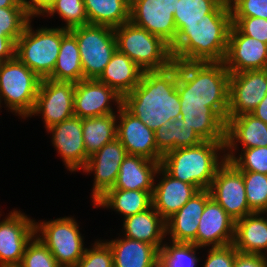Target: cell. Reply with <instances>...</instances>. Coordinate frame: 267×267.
Segmentation results:
<instances>
[{
  "label": "cell",
  "instance_id": "1",
  "mask_svg": "<svg viewBox=\"0 0 267 267\" xmlns=\"http://www.w3.org/2000/svg\"><path fill=\"white\" fill-rule=\"evenodd\" d=\"M122 106L155 131L181 117L177 62L159 71H144L140 83L122 98Z\"/></svg>",
  "mask_w": 267,
  "mask_h": 267
},
{
  "label": "cell",
  "instance_id": "2",
  "mask_svg": "<svg viewBox=\"0 0 267 267\" xmlns=\"http://www.w3.org/2000/svg\"><path fill=\"white\" fill-rule=\"evenodd\" d=\"M232 26L228 0H223L205 20L185 23L170 46L173 62H223Z\"/></svg>",
  "mask_w": 267,
  "mask_h": 267
},
{
  "label": "cell",
  "instance_id": "3",
  "mask_svg": "<svg viewBox=\"0 0 267 267\" xmlns=\"http://www.w3.org/2000/svg\"><path fill=\"white\" fill-rule=\"evenodd\" d=\"M229 78L224 62H178L180 105L208 106L226 123Z\"/></svg>",
  "mask_w": 267,
  "mask_h": 267
},
{
  "label": "cell",
  "instance_id": "4",
  "mask_svg": "<svg viewBox=\"0 0 267 267\" xmlns=\"http://www.w3.org/2000/svg\"><path fill=\"white\" fill-rule=\"evenodd\" d=\"M218 150L225 153V141H203L196 146L177 148L162 157L160 166L173 178L198 190H208L226 160L225 156L219 159Z\"/></svg>",
  "mask_w": 267,
  "mask_h": 267
},
{
  "label": "cell",
  "instance_id": "5",
  "mask_svg": "<svg viewBox=\"0 0 267 267\" xmlns=\"http://www.w3.org/2000/svg\"><path fill=\"white\" fill-rule=\"evenodd\" d=\"M117 50L128 56L142 71H159L174 62L170 45L161 37L131 21L114 28Z\"/></svg>",
  "mask_w": 267,
  "mask_h": 267
},
{
  "label": "cell",
  "instance_id": "6",
  "mask_svg": "<svg viewBox=\"0 0 267 267\" xmlns=\"http://www.w3.org/2000/svg\"><path fill=\"white\" fill-rule=\"evenodd\" d=\"M68 29L43 27L34 31L31 20L16 41L15 57L41 80L48 78L56 65L62 37Z\"/></svg>",
  "mask_w": 267,
  "mask_h": 267
},
{
  "label": "cell",
  "instance_id": "7",
  "mask_svg": "<svg viewBox=\"0 0 267 267\" xmlns=\"http://www.w3.org/2000/svg\"><path fill=\"white\" fill-rule=\"evenodd\" d=\"M41 79L17 57L0 63L1 99L11 112L22 118L30 117L34 110Z\"/></svg>",
  "mask_w": 267,
  "mask_h": 267
},
{
  "label": "cell",
  "instance_id": "8",
  "mask_svg": "<svg viewBox=\"0 0 267 267\" xmlns=\"http://www.w3.org/2000/svg\"><path fill=\"white\" fill-rule=\"evenodd\" d=\"M69 31L78 42L83 79H97L117 50L114 28L88 24Z\"/></svg>",
  "mask_w": 267,
  "mask_h": 267
},
{
  "label": "cell",
  "instance_id": "9",
  "mask_svg": "<svg viewBox=\"0 0 267 267\" xmlns=\"http://www.w3.org/2000/svg\"><path fill=\"white\" fill-rule=\"evenodd\" d=\"M35 232L47 246L60 267H75L85 249L79 225L72 217L35 222Z\"/></svg>",
  "mask_w": 267,
  "mask_h": 267
},
{
  "label": "cell",
  "instance_id": "10",
  "mask_svg": "<svg viewBox=\"0 0 267 267\" xmlns=\"http://www.w3.org/2000/svg\"><path fill=\"white\" fill-rule=\"evenodd\" d=\"M208 190L235 221L254 213L247 203L242 172L232 162L225 160L218 168Z\"/></svg>",
  "mask_w": 267,
  "mask_h": 267
},
{
  "label": "cell",
  "instance_id": "11",
  "mask_svg": "<svg viewBox=\"0 0 267 267\" xmlns=\"http://www.w3.org/2000/svg\"><path fill=\"white\" fill-rule=\"evenodd\" d=\"M178 0H130V21L170 46L177 38L174 11Z\"/></svg>",
  "mask_w": 267,
  "mask_h": 267
},
{
  "label": "cell",
  "instance_id": "12",
  "mask_svg": "<svg viewBox=\"0 0 267 267\" xmlns=\"http://www.w3.org/2000/svg\"><path fill=\"white\" fill-rule=\"evenodd\" d=\"M75 83L42 79L33 112L42 114L45 128L49 129L74 116Z\"/></svg>",
  "mask_w": 267,
  "mask_h": 267
},
{
  "label": "cell",
  "instance_id": "13",
  "mask_svg": "<svg viewBox=\"0 0 267 267\" xmlns=\"http://www.w3.org/2000/svg\"><path fill=\"white\" fill-rule=\"evenodd\" d=\"M267 95V69L230 74L227 118L250 113Z\"/></svg>",
  "mask_w": 267,
  "mask_h": 267
},
{
  "label": "cell",
  "instance_id": "14",
  "mask_svg": "<svg viewBox=\"0 0 267 267\" xmlns=\"http://www.w3.org/2000/svg\"><path fill=\"white\" fill-rule=\"evenodd\" d=\"M36 234L35 221L13 210L0 222V267L19 266L28 242Z\"/></svg>",
  "mask_w": 267,
  "mask_h": 267
},
{
  "label": "cell",
  "instance_id": "15",
  "mask_svg": "<svg viewBox=\"0 0 267 267\" xmlns=\"http://www.w3.org/2000/svg\"><path fill=\"white\" fill-rule=\"evenodd\" d=\"M223 62L230 74L267 69V44L243 35L232 24Z\"/></svg>",
  "mask_w": 267,
  "mask_h": 267
},
{
  "label": "cell",
  "instance_id": "16",
  "mask_svg": "<svg viewBox=\"0 0 267 267\" xmlns=\"http://www.w3.org/2000/svg\"><path fill=\"white\" fill-rule=\"evenodd\" d=\"M112 100L117 109L122 105V97L111 87L97 79H82L75 83L74 116L84 119L114 114Z\"/></svg>",
  "mask_w": 267,
  "mask_h": 267
},
{
  "label": "cell",
  "instance_id": "17",
  "mask_svg": "<svg viewBox=\"0 0 267 267\" xmlns=\"http://www.w3.org/2000/svg\"><path fill=\"white\" fill-rule=\"evenodd\" d=\"M126 156V149L117 138L89 156L83 172L94 171L95 173L92 201L95 202L107 190L113 188L120 171V165Z\"/></svg>",
  "mask_w": 267,
  "mask_h": 267
},
{
  "label": "cell",
  "instance_id": "18",
  "mask_svg": "<svg viewBox=\"0 0 267 267\" xmlns=\"http://www.w3.org/2000/svg\"><path fill=\"white\" fill-rule=\"evenodd\" d=\"M52 133V143L63 159L65 167L71 171L83 170L88 162L83 135L82 118L73 116L49 129Z\"/></svg>",
  "mask_w": 267,
  "mask_h": 267
},
{
  "label": "cell",
  "instance_id": "19",
  "mask_svg": "<svg viewBox=\"0 0 267 267\" xmlns=\"http://www.w3.org/2000/svg\"><path fill=\"white\" fill-rule=\"evenodd\" d=\"M117 139L123 144L128 155H139L161 162L157 151L155 131L147 127L140 119L129 113L122 105L117 111Z\"/></svg>",
  "mask_w": 267,
  "mask_h": 267
},
{
  "label": "cell",
  "instance_id": "20",
  "mask_svg": "<svg viewBox=\"0 0 267 267\" xmlns=\"http://www.w3.org/2000/svg\"><path fill=\"white\" fill-rule=\"evenodd\" d=\"M235 220L211 197L204 207L197 231L198 247H223L233 244Z\"/></svg>",
  "mask_w": 267,
  "mask_h": 267
},
{
  "label": "cell",
  "instance_id": "21",
  "mask_svg": "<svg viewBox=\"0 0 267 267\" xmlns=\"http://www.w3.org/2000/svg\"><path fill=\"white\" fill-rule=\"evenodd\" d=\"M241 143L242 149L267 146V124L250 113L227 118L225 128L226 160L231 161L237 149L236 143Z\"/></svg>",
  "mask_w": 267,
  "mask_h": 267
},
{
  "label": "cell",
  "instance_id": "22",
  "mask_svg": "<svg viewBox=\"0 0 267 267\" xmlns=\"http://www.w3.org/2000/svg\"><path fill=\"white\" fill-rule=\"evenodd\" d=\"M211 198L207 189L199 190L174 215L165 221L166 235L172 242L193 243L197 245L199 220L206 202Z\"/></svg>",
  "mask_w": 267,
  "mask_h": 267
},
{
  "label": "cell",
  "instance_id": "23",
  "mask_svg": "<svg viewBox=\"0 0 267 267\" xmlns=\"http://www.w3.org/2000/svg\"><path fill=\"white\" fill-rule=\"evenodd\" d=\"M157 173L160 176L162 173V176L161 181L153 188L152 207L166 221L199 190L194 185L173 178L161 166Z\"/></svg>",
  "mask_w": 267,
  "mask_h": 267
},
{
  "label": "cell",
  "instance_id": "24",
  "mask_svg": "<svg viewBox=\"0 0 267 267\" xmlns=\"http://www.w3.org/2000/svg\"><path fill=\"white\" fill-rule=\"evenodd\" d=\"M160 163L143 156L127 154L120 165L117 180L110 189L148 191L152 194Z\"/></svg>",
  "mask_w": 267,
  "mask_h": 267
},
{
  "label": "cell",
  "instance_id": "25",
  "mask_svg": "<svg viewBox=\"0 0 267 267\" xmlns=\"http://www.w3.org/2000/svg\"><path fill=\"white\" fill-rule=\"evenodd\" d=\"M142 74V69L136 63L116 50L97 80L123 98L140 83Z\"/></svg>",
  "mask_w": 267,
  "mask_h": 267
},
{
  "label": "cell",
  "instance_id": "26",
  "mask_svg": "<svg viewBox=\"0 0 267 267\" xmlns=\"http://www.w3.org/2000/svg\"><path fill=\"white\" fill-rule=\"evenodd\" d=\"M104 242L112 250L114 267H158L159 250L152 244L127 237Z\"/></svg>",
  "mask_w": 267,
  "mask_h": 267
},
{
  "label": "cell",
  "instance_id": "27",
  "mask_svg": "<svg viewBox=\"0 0 267 267\" xmlns=\"http://www.w3.org/2000/svg\"><path fill=\"white\" fill-rule=\"evenodd\" d=\"M125 237L162 247L166 236L165 220L151 206L149 209L124 219Z\"/></svg>",
  "mask_w": 267,
  "mask_h": 267
},
{
  "label": "cell",
  "instance_id": "28",
  "mask_svg": "<svg viewBox=\"0 0 267 267\" xmlns=\"http://www.w3.org/2000/svg\"><path fill=\"white\" fill-rule=\"evenodd\" d=\"M254 212L235 221L233 245L238 252L266 255L267 251V218ZM267 215V213H266Z\"/></svg>",
  "mask_w": 267,
  "mask_h": 267
},
{
  "label": "cell",
  "instance_id": "29",
  "mask_svg": "<svg viewBox=\"0 0 267 267\" xmlns=\"http://www.w3.org/2000/svg\"><path fill=\"white\" fill-rule=\"evenodd\" d=\"M181 118L204 141H225L226 123L208 106L181 105Z\"/></svg>",
  "mask_w": 267,
  "mask_h": 267
},
{
  "label": "cell",
  "instance_id": "30",
  "mask_svg": "<svg viewBox=\"0 0 267 267\" xmlns=\"http://www.w3.org/2000/svg\"><path fill=\"white\" fill-rule=\"evenodd\" d=\"M93 204L95 207L115 209L125 219L149 209L152 206V194L148 191L109 189Z\"/></svg>",
  "mask_w": 267,
  "mask_h": 267
},
{
  "label": "cell",
  "instance_id": "31",
  "mask_svg": "<svg viewBox=\"0 0 267 267\" xmlns=\"http://www.w3.org/2000/svg\"><path fill=\"white\" fill-rule=\"evenodd\" d=\"M203 141L192 127L183 122L181 117L155 130L157 151L162 157L174 149L196 146Z\"/></svg>",
  "mask_w": 267,
  "mask_h": 267
},
{
  "label": "cell",
  "instance_id": "32",
  "mask_svg": "<svg viewBox=\"0 0 267 267\" xmlns=\"http://www.w3.org/2000/svg\"><path fill=\"white\" fill-rule=\"evenodd\" d=\"M48 78L54 81L74 83L83 79L78 42L70 31L62 37L55 68Z\"/></svg>",
  "mask_w": 267,
  "mask_h": 267
},
{
  "label": "cell",
  "instance_id": "33",
  "mask_svg": "<svg viewBox=\"0 0 267 267\" xmlns=\"http://www.w3.org/2000/svg\"><path fill=\"white\" fill-rule=\"evenodd\" d=\"M89 24L112 28L130 21V0H84Z\"/></svg>",
  "mask_w": 267,
  "mask_h": 267
},
{
  "label": "cell",
  "instance_id": "34",
  "mask_svg": "<svg viewBox=\"0 0 267 267\" xmlns=\"http://www.w3.org/2000/svg\"><path fill=\"white\" fill-rule=\"evenodd\" d=\"M116 120L115 113L82 119V135L89 156L117 138Z\"/></svg>",
  "mask_w": 267,
  "mask_h": 267
},
{
  "label": "cell",
  "instance_id": "35",
  "mask_svg": "<svg viewBox=\"0 0 267 267\" xmlns=\"http://www.w3.org/2000/svg\"><path fill=\"white\" fill-rule=\"evenodd\" d=\"M199 248L193 243H164L159 249L158 267H196L199 258L195 251Z\"/></svg>",
  "mask_w": 267,
  "mask_h": 267
},
{
  "label": "cell",
  "instance_id": "36",
  "mask_svg": "<svg viewBox=\"0 0 267 267\" xmlns=\"http://www.w3.org/2000/svg\"><path fill=\"white\" fill-rule=\"evenodd\" d=\"M223 0H178L174 11V21L178 30L185 23H195L206 19Z\"/></svg>",
  "mask_w": 267,
  "mask_h": 267
},
{
  "label": "cell",
  "instance_id": "37",
  "mask_svg": "<svg viewBox=\"0 0 267 267\" xmlns=\"http://www.w3.org/2000/svg\"><path fill=\"white\" fill-rule=\"evenodd\" d=\"M249 208L253 212H267V174L241 171Z\"/></svg>",
  "mask_w": 267,
  "mask_h": 267
},
{
  "label": "cell",
  "instance_id": "38",
  "mask_svg": "<svg viewBox=\"0 0 267 267\" xmlns=\"http://www.w3.org/2000/svg\"><path fill=\"white\" fill-rule=\"evenodd\" d=\"M56 12L66 22L65 29L89 24L84 0H54L43 15L52 16Z\"/></svg>",
  "mask_w": 267,
  "mask_h": 267
},
{
  "label": "cell",
  "instance_id": "39",
  "mask_svg": "<svg viewBox=\"0 0 267 267\" xmlns=\"http://www.w3.org/2000/svg\"><path fill=\"white\" fill-rule=\"evenodd\" d=\"M31 18L25 7L0 8V36H7L16 43Z\"/></svg>",
  "mask_w": 267,
  "mask_h": 267
},
{
  "label": "cell",
  "instance_id": "40",
  "mask_svg": "<svg viewBox=\"0 0 267 267\" xmlns=\"http://www.w3.org/2000/svg\"><path fill=\"white\" fill-rule=\"evenodd\" d=\"M19 267H60L47 246L35 234L26 245Z\"/></svg>",
  "mask_w": 267,
  "mask_h": 267
},
{
  "label": "cell",
  "instance_id": "41",
  "mask_svg": "<svg viewBox=\"0 0 267 267\" xmlns=\"http://www.w3.org/2000/svg\"><path fill=\"white\" fill-rule=\"evenodd\" d=\"M239 157L232 162L240 171H253L267 174V146L242 149Z\"/></svg>",
  "mask_w": 267,
  "mask_h": 267
},
{
  "label": "cell",
  "instance_id": "42",
  "mask_svg": "<svg viewBox=\"0 0 267 267\" xmlns=\"http://www.w3.org/2000/svg\"><path fill=\"white\" fill-rule=\"evenodd\" d=\"M75 267H114L112 250L106 242L98 240L91 249H85Z\"/></svg>",
  "mask_w": 267,
  "mask_h": 267
},
{
  "label": "cell",
  "instance_id": "43",
  "mask_svg": "<svg viewBox=\"0 0 267 267\" xmlns=\"http://www.w3.org/2000/svg\"><path fill=\"white\" fill-rule=\"evenodd\" d=\"M232 24L243 34L267 44V19L259 17H231Z\"/></svg>",
  "mask_w": 267,
  "mask_h": 267
},
{
  "label": "cell",
  "instance_id": "44",
  "mask_svg": "<svg viewBox=\"0 0 267 267\" xmlns=\"http://www.w3.org/2000/svg\"><path fill=\"white\" fill-rule=\"evenodd\" d=\"M231 17L267 19V0H228Z\"/></svg>",
  "mask_w": 267,
  "mask_h": 267
},
{
  "label": "cell",
  "instance_id": "45",
  "mask_svg": "<svg viewBox=\"0 0 267 267\" xmlns=\"http://www.w3.org/2000/svg\"><path fill=\"white\" fill-rule=\"evenodd\" d=\"M237 252L233 244L210 248L203 267H233Z\"/></svg>",
  "mask_w": 267,
  "mask_h": 267
},
{
  "label": "cell",
  "instance_id": "46",
  "mask_svg": "<svg viewBox=\"0 0 267 267\" xmlns=\"http://www.w3.org/2000/svg\"><path fill=\"white\" fill-rule=\"evenodd\" d=\"M233 267H267V255L237 252Z\"/></svg>",
  "mask_w": 267,
  "mask_h": 267
},
{
  "label": "cell",
  "instance_id": "47",
  "mask_svg": "<svg viewBox=\"0 0 267 267\" xmlns=\"http://www.w3.org/2000/svg\"><path fill=\"white\" fill-rule=\"evenodd\" d=\"M54 0H22L26 12L31 16L35 17L43 15L47 9L52 5Z\"/></svg>",
  "mask_w": 267,
  "mask_h": 267
},
{
  "label": "cell",
  "instance_id": "48",
  "mask_svg": "<svg viewBox=\"0 0 267 267\" xmlns=\"http://www.w3.org/2000/svg\"><path fill=\"white\" fill-rule=\"evenodd\" d=\"M16 43L7 36H0V63L15 57Z\"/></svg>",
  "mask_w": 267,
  "mask_h": 267
},
{
  "label": "cell",
  "instance_id": "49",
  "mask_svg": "<svg viewBox=\"0 0 267 267\" xmlns=\"http://www.w3.org/2000/svg\"><path fill=\"white\" fill-rule=\"evenodd\" d=\"M250 114L267 124V95Z\"/></svg>",
  "mask_w": 267,
  "mask_h": 267
},
{
  "label": "cell",
  "instance_id": "50",
  "mask_svg": "<svg viewBox=\"0 0 267 267\" xmlns=\"http://www.w3.org/2000/svg\"><path fill=\"white\" fill-rule=\"evenodd\" d=\"M5 7H24L22 0H0V8Z\"/></svg>",
  "mask_w": 267,
  "mask_h": 267
}]
</instances>
